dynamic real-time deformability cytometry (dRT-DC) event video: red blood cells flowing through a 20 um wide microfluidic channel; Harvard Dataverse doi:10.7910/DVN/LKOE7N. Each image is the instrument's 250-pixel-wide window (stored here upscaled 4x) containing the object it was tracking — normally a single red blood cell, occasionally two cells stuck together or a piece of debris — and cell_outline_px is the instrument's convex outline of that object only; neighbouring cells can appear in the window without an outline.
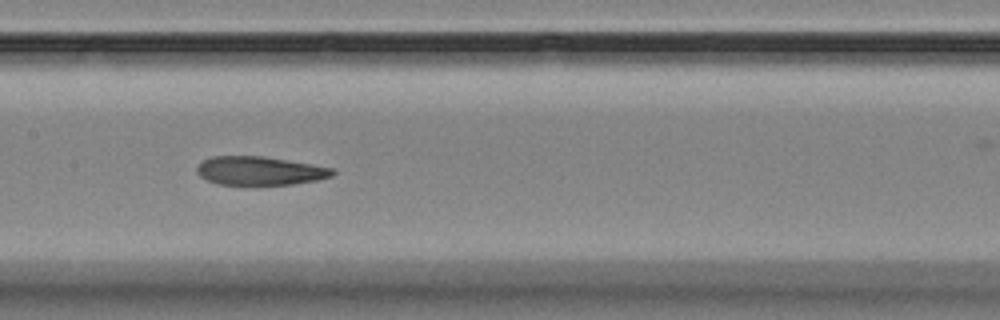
{"species": "Egyptian fruit bat (a non-hibernating species)", "species_latin": "Rousettus aegyptiacus", "temperature_condition": "room temperature", "stored_images_in_passage": 10, "camera_frame_rate_fps": 3000, "um_per_image_px": 0.085, "animal": {"sex": "female"}, "frame": {"image": 1, "passage_image": 7, "time_ms": 7.0, "image_size_px": [1000, 320], "cell_outline_px": [[336, 172], [332, 176], [316, 180], [292, 184], [244, 188], [220, 184], [208, 180], [200, 176], [196, 172], [196, 168], [204, 160], [212, 156], [264, 156], [332, 168]], "centroid_in_image_um": [22.04, 14.56], "position_along_channel_um": 185.4, "area_um2": 23.29}}
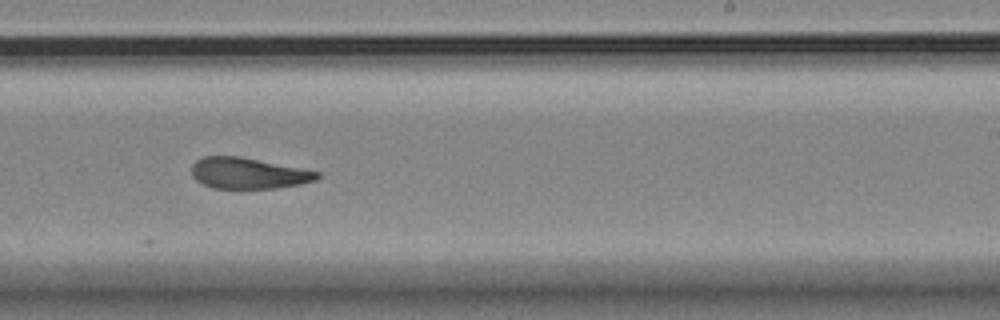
{"frame": {"image": 2, "passage_image": 9, "time_ms": 9.333, "image_size_px": [1000, 320], "cell_outline_px": [[320, 176], [316, 180], [300, 184], [276, 188], [212, 188], [196, 180], [192, 176], [192, 164], [196, 160], [204, 156], [240, 156], [320, 172]], "centroid_in_image_um": [21.09, 14.72], "position_along_channel_um": 267.9, "area_um2": 22.6}}
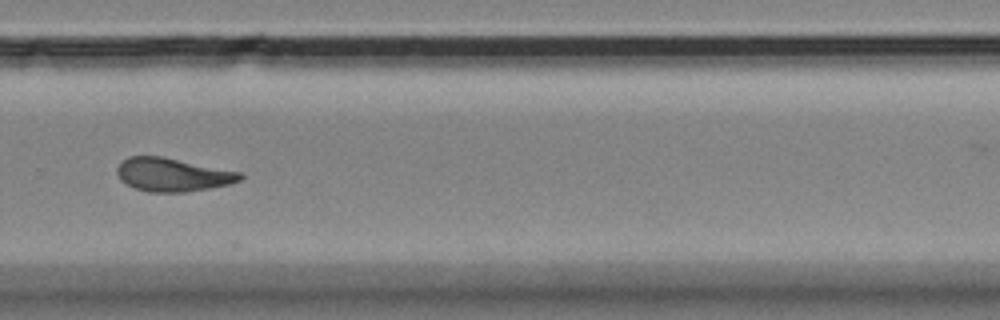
{"frame": {"image": 3, "passage_image": 10, "time_ms": 10.667, "image_size_px": [1000, 320], "cell_outline_px": [[244, 176], [240, 180], [228, 184], [212, 188], [184, 192], [148, 192], [136, 188], [120, 180], [116, 172], [116, 168], [120, 160], [128, 156], [164, 156], [240, 172]], "centroid_in_image_um": [14.64, 14.83], "position_along_channel_um": 315.2, "area_um2": 24.1}}